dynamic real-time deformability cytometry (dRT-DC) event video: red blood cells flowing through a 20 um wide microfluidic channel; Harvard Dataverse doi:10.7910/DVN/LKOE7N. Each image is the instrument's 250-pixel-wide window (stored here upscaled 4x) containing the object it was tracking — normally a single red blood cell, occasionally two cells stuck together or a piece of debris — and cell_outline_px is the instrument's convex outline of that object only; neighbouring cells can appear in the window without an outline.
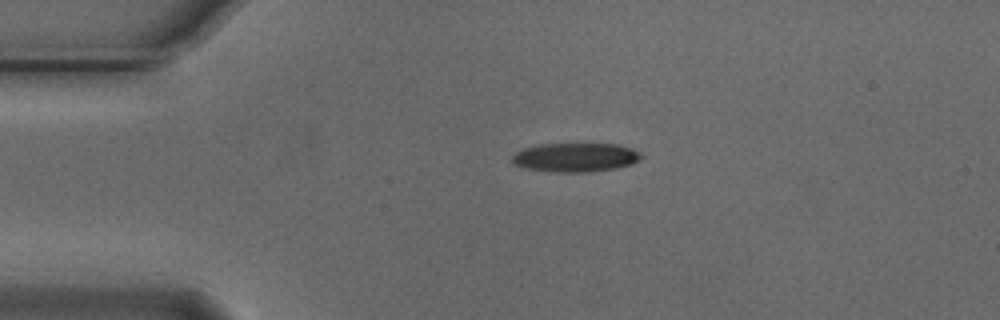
{"species": "Egyptian fruit bat (a non-hibernating species)", "species_latin": "Rousettus aegyptiacus", "temperature_condition": "cold", "stored_images_in_passage": 38, "camera_frame_rate_fps": 3000, "um_per_image_px": 0.085, "animal": {"sex": "male"}, "frame": {"image": 1, "passage_image": 1, "time_ms": 0.0, "image_size_px": [1000, 320], "cell_outline_px": [[644, 156], [632, 164], [616, 168], [588, 172], [556, 172], [524, 168], [516, 164], [512, 160], [512, 156], [516, 152], [524, 148], [540, 144], [616, 144], [632, 148], [640, 152]], "centroid_in_image_um": [48.94, 13.37], "position_along_channel_um": 36.1, "area_um2": 21.73}}
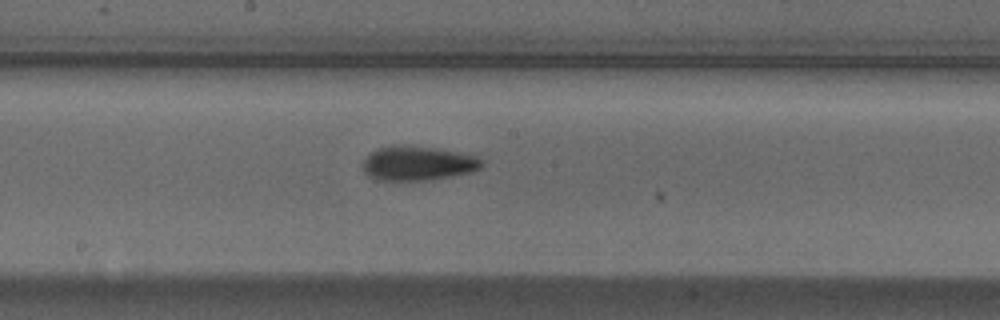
{"frame": {"image": 2, "passage_image": 18, "time_ms": 5.667, "image_size_px": [1000, 320], "cell_outline_px": [[484, 164], [480, 168], [472, 172], [452, 176], [428, 180], [380, 180], [368, 176], [364, 172], [364, 160], [372, 152], [380, 148], [392, 144], [436, 148], [476, 156], [484, 160]], "centroid_in_image_um": [35.54, 13.88], "position_along_channel_um": 212.7, "area_um2": 23.7}}
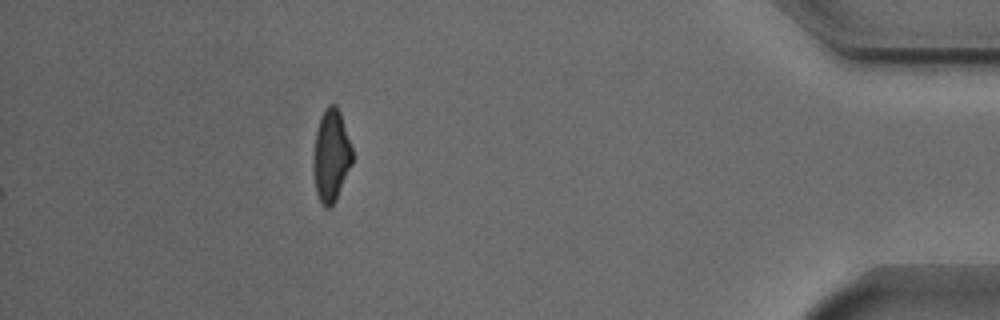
{"frame": {"image": 3, "passage_image": 38, "time_ms": 12.333, "image_size_px": [1000, 320], "cell_outline_px": [[352, 164], [336, 200], [328, 208], [324, 208], [320, 204], [316, 192], [316, 132], [320, 120], [328, 104], [336, 104], [340, 112], [352, 148]], "centroid_in_image_um": [28.2, 13.25], "position_along_channel_um": 407.0, "area_um2": 20.0}, "authors_computed_cell_mechanics": {"area_um2": 22.542, "velocity_mm_per_s": 3.7397, "shape_relaxation_time_tau1_ms": 4.6448, "shape_relaxation_time_tau2_ms": 8.9131, "deformation_change_tau1": 0.1598, "deformation_change_tau2": 0.202}}